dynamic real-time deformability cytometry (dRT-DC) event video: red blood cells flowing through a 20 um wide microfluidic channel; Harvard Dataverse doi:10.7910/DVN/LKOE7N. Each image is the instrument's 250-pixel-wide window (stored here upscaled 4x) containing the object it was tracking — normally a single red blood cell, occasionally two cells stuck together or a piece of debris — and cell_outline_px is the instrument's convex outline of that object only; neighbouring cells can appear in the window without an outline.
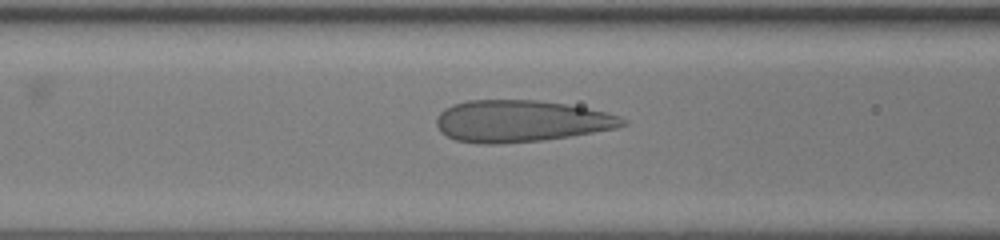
{"species": "human", "species_latin": "Homo sapiens", "temperature_condition": "room temperature", "stored_images_in_passage": 31, "camera_frame_rate_fps": 3000, "um_per_image_px": 0.085, "donor": {"sex": "female"}, "frame": {"image": 1, "passage_image": 7, "time_ms": 2.0, "image_size_px": [1000, 240], "cell_outline_px": [[628, 124], [616, 128], [544, 140], [500, 144], [476, 144], [456, 140], [440, 132], [436, 124], [436, 116], [444, 108], [452, 104], [468, 100], [536, 100], [564, 104], [588, 108], [608, 112], [620, 116], [628, 120]], "centroid_in_image_um": [44.25, 10.29], "position_along_channel_um": 122.4, "area_um2": 45.55}}
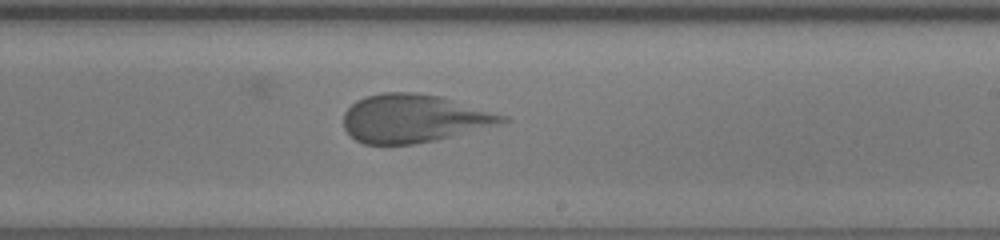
{"frame": {"image": 2, "passage_image": 17, "time_ms": 5.333, "image_size_px": [1000, 240], "cell_outline_px": [[512, 120], [500, 124], [436, 140], [412, 144], [364, 144], [356, 140], [344, 128], [344, 112], [356, 100], [364, 96], [384, 92], [412, 92], [440, 96], [508, 116]], "centroid_in_image_um": [35.17, 10.06], "position_along_channel_um": 253.8, "area_um2": 44.45}}
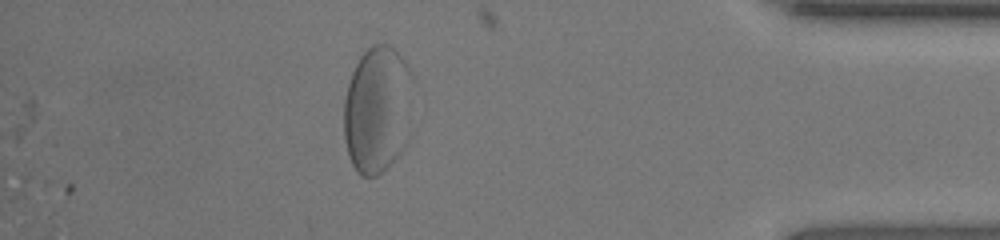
{"frame": {"image": 3, "passage_image": 31, "time_ms": 10.0, "image_size_px": [1000, 240], "cell_outline_px": [[408, 140], [404, 148], [376, 176], [360, 176], [356, 172], [348, 156], [344, 140], [344, 100], [348, 84], [352, 72], [360, 56], [372, 44], [388, 44], [396, 48], [408, 64]], "centroid_in_image_um": [32.01, 9.31], "position_along_channel_um": 403.2, "area_um2": 50.52}}